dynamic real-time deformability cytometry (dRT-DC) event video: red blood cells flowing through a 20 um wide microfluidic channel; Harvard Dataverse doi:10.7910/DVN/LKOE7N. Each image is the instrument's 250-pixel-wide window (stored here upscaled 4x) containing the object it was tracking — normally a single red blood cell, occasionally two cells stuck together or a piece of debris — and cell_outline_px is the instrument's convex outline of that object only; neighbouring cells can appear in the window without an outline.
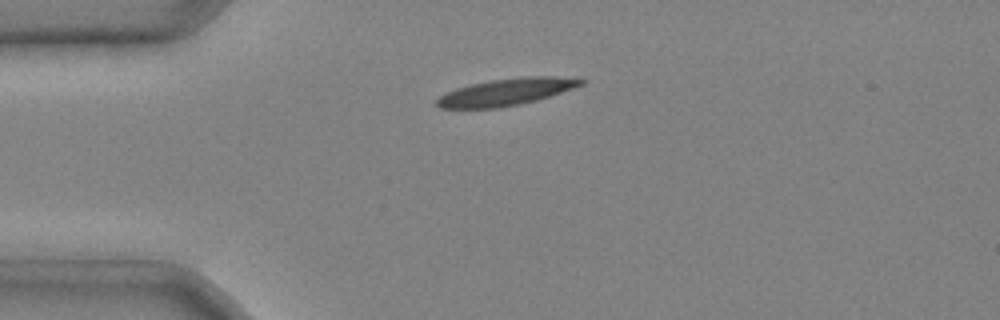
{"species": "common noctule bat (a hibernating species)", "species_latin": "Nyctalus noctula", "temperature_condition": "cold", "stored_images_in_passage": 4, "camera_frame_rate_fps": 3000, "um_per_image_px": 0.085, "animal": {"sex": "male", "body_mass_g": 20.4}, "frame": {"image": 1, "passage_image": 4, "time_ms": 1.0, "image_size_px": [1000, 320], "cell_outline_px": [[588, 80], [584, 84], [536, 100], [520, 104], [500, 108], [440, 108], [436, 104], [436, 100], [440, 96], [456, 88], [472, 84], [492, 80], [528, 76], [552, 76]], "centroid_in_image_um": [43.02, 7.82], "position_along_channel_um": 42.0, "area_um2": 22.25}}